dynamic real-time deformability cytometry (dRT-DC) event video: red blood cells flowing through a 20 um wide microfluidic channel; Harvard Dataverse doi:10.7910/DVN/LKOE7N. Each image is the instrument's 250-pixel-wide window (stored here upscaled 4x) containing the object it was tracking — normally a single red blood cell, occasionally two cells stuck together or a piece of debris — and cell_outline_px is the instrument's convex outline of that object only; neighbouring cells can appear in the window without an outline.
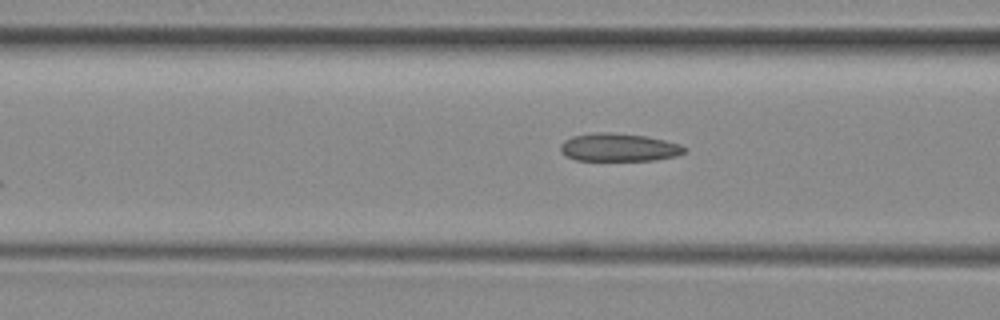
{"species": "common noctule bat (a hibernating species)", "species_latin": "Nyctalus noctula", "temperature_condition": "room temperature", "stored_images_in_passage": 5, "camera_frame_rate_fps": 3000, "um_per_image_px": 0.085, "animal": {"sex": "female", "body_mass_g": 29.2, "forearm_length_mm": 56.3}, "frame": {"image": 1, "passage_image": 5, "time_ms": 4.667, "image_size_px": [1000, 320], "cell_outline_px": [[684, 152], [676, 156], [656, 160], [576, 160], [560, 152], [560, 144], [564, 140], [572, 136], [596, 132], [612, 132], [644, 136], [664, 140], [680, 144], [684, 148]], "centroid_in_image_um": [52.56, 12.52], "position_along_channel_um": 114.0, "area_um2": 20.11}}